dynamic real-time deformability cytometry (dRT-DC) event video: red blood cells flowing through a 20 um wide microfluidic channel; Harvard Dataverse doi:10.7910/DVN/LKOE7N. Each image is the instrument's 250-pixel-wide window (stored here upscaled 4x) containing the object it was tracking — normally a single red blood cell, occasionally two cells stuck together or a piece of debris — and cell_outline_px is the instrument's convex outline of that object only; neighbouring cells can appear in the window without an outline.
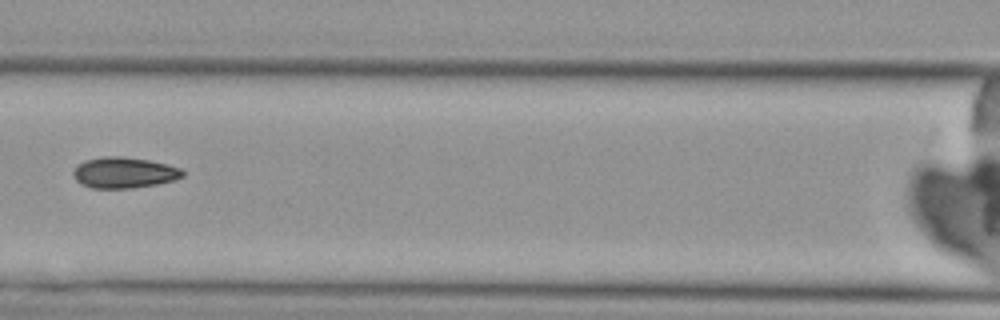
{"species": "Egyptian fruit bat (a non-hibernating species)", "species_latin": "Rousettus aegyptiacus", "temperature_condition": "cold", "stored_images_in_passage": 10, "camera_frame_rate_fps": 3000, "um_per_image_px": 0.085, "animal": {"sex": "female"}, "frame": {"image": 1, "passage_image": 6, "time_ms": 6.0, "image_size_px": [1000, 320], "cell_outline_px": [[184, 176], [176, 180], [156, 184], [132, 188], [92, 188], [80, 184], [76, 180], [72, 172], [76, 164], [84, 160], [104, 156], [120, 156], [148, 160], [168, 164], [180, 168], [184, 172]], "centroid_in_image_um": [10.53, 14.67], "position_along_channel_um": 156.1, "area_um2": 19.88}}